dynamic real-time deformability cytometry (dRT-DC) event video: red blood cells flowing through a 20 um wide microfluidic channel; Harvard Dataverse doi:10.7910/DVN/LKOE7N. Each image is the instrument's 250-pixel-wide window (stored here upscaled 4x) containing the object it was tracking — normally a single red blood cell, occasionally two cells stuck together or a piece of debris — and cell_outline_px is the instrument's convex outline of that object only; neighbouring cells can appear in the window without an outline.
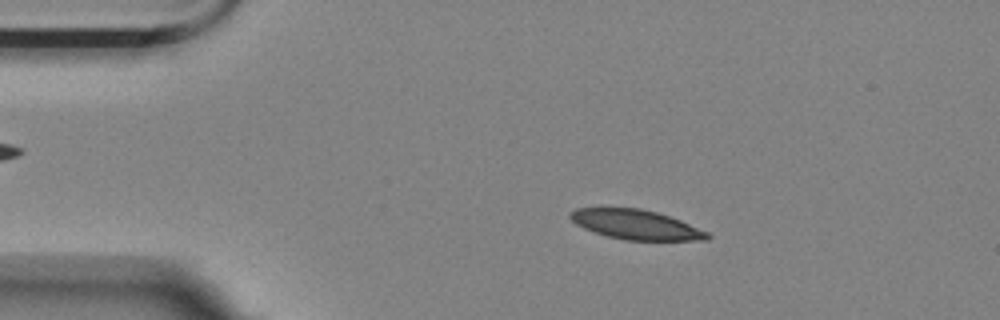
{"species": "Egyptian fruit bat (a non-hibernating species)", "species_latin": "Rousettus aegyptiacus", "temperature_condition": "room temperature", "stored_images_in_passage": 55, "camera_frame_rate_fps": 3000, "um_per_image_px": 0.085, "animal": {"sex": "female"}, "frame": {"image": 1, "passage_image": 9, "time_ms": 2.667, "image_size_px": [1000, 320], "cell_outline_px": [[712, 236], [708, 240], [624, 240], [608, 236], [584, 228], [576, 224], [568, 216], [568, 212], [576, 208], [640, 208], [656, 212], [680, 220], [708, 232]], "centroid_in_image_um": [54.05, 19.09], "position_along_channel_um": 31.0, "area_um2": 23.52}}
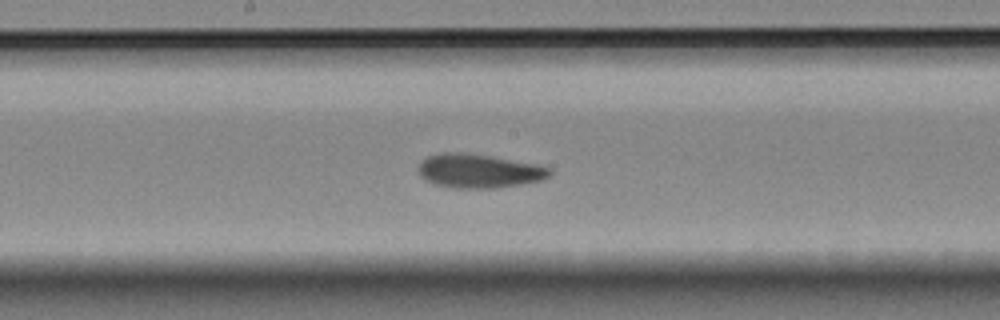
{"frame": {"image": 2, "passage_image": 28, "time_ms": 9.0, "image_size_px": [1000, 320], "cell_outline_px": [[552, 172], [544, 180], [496, 188], [452, 188], [436, 184], [424, 180], [420, 176], [416, 168], [420, 160], [428, 156], [440, 152], [464, 152], [492, 156], [536, 164], [548, 168]], "centroid_in_image_um": [40.63, 14.52], "position_along_channel_um": 207.6, "area_um2": 26.24}}
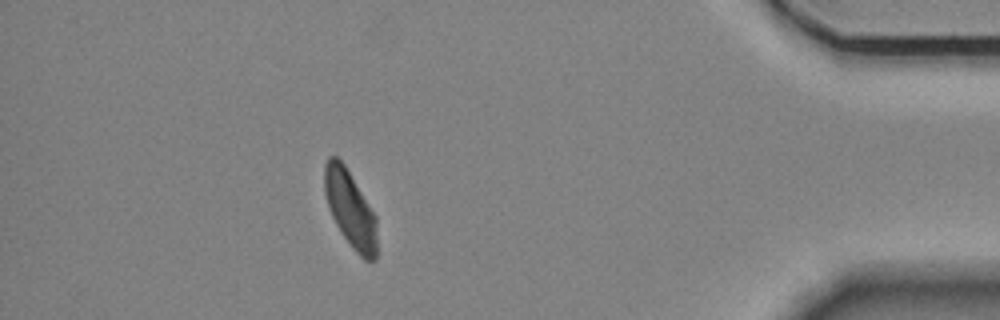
{"frame": {"image": 3, "passage_image": 49, "time_ms": 16.0, "image_size_px": [1000, 320], "cell_outline_px": [[376, 260], [364, 260], [352, 248], [336, 224], [328, 208], [324, 192], [324, 164], [328, 156], [336, 156], [344, 164], [376, 216]], "centroid_in_image_um": [29.75, 17.75], "position_along_channel_um": 405.5, "area_um2": 23.29}, "authors_computed_cell_mechanics": {"area_um2": 25.0274, "velocity_mm_per_s": 3.506, "shape_relaxation_time_tau1_ms": 4.2465, "shape_relaxation_time_tau2_ms": 3.0336, "deformation_change_tau1": 0.1413, "deformation_change_tau2": 0.0713}}